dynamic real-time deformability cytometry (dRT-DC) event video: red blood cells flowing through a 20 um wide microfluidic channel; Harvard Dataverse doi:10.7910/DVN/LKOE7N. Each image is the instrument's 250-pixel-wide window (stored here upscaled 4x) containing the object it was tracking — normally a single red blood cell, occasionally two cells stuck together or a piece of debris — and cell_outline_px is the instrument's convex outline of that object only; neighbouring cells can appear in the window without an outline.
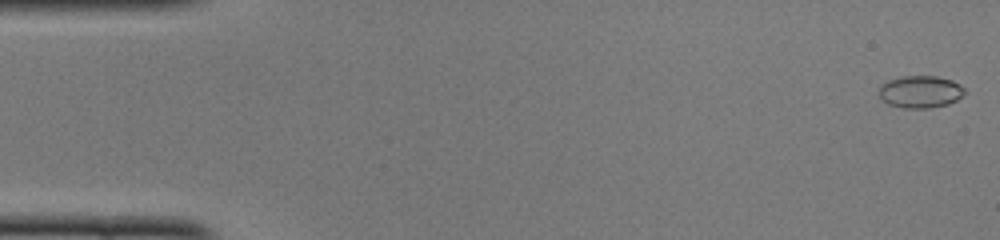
{"species": "common noctule bat (a hibernating species)", "species_latin": "Nyctalus noctula", "temperature_condition": "cold", "stored_images_in_passage": 49, "camera_frame_rate_fps": 3000, "um_per_image_px": 0.085, "animal": {"sex": "female", "body_mass_g": 22.0, "forearm_length_mm": 56.7}, "frame": {"image": 1, "passage_image": 1, "time_ms": 0.0, "image_size_px": [1000, 240], "cell_outline_px": [[964, 92], [956, 100], [948, 104], [928, 108], [904, 108], [888, 104], [880, 100], [880, 84], [888, 80], [904, 76], [936, 76], [952, 80], [960, 84], [964, 88]], "centroid_in_image_um": [78.2, 7.8], "position_along_channel_um": 6.8, "area_um2": 16.07}}
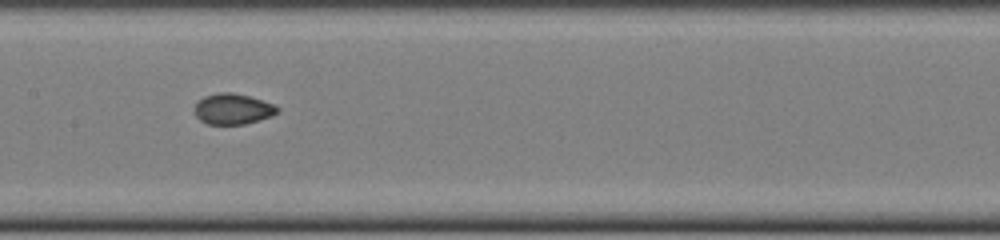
{"frame": {"image": 2, "passage_image": 24, "time_ms": 7.667, "image_size_px": [1000, 240], "cell_outline_px": [[280, 112], [272, 116], [244, 124], [208, 124], [200, 120], [196, 116], [196, 100], [204, 96], [216, 92], [232, 92], [248, 96], [272, 104], [280, 108]], "centroid_in_image_um": [19.78, 9.25], "position_along_channel_um": 187.6, "area_um2": 14.8}}
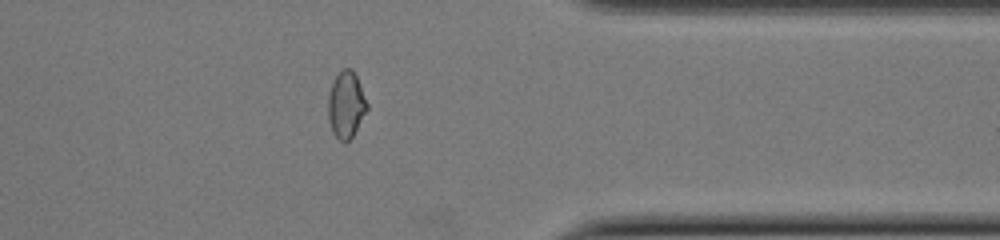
{"frame": {"image": 3, "passage_image": 39, "time_ms": 12.667, "image_size_px": [1000, 240], "cell_outline_px": [[368, 108], [352, 136], [344, 144], [332, 132], [328, 120], [328, 96], [332, 80], [344, 68], [352, 68], [356, 76], [368, 104]], "centroid_in_image_um": [29.4, 8.9], "position_along_channel_um": 382.0, "area_um2": 15.03}}